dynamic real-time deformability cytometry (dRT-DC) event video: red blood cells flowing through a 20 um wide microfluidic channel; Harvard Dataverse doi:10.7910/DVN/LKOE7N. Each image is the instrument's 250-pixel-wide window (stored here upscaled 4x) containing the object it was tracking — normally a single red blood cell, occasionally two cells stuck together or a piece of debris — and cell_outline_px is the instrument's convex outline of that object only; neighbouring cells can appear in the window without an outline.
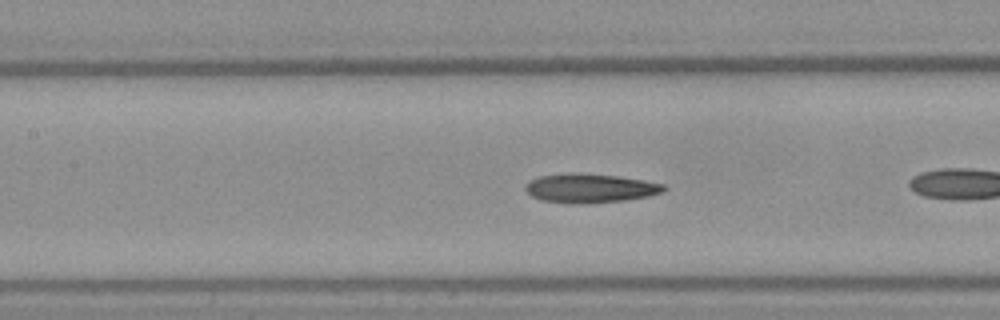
{"species": "Egyptian fruit bat (a non-hibernating species)", "species_latin": "Rousettus aegyptiacus", "temperature_condition": "warm", "stored_images_in_passage": 23, "camera_frame_rate_fps": 3000, "um_per_image_px": 0.085, "frame": {"image": 1, "passage_image": 7, "time_ms": 2.0, "image_size_px": [1000, 320], "cell_outline_px": [[668, 188], [664, 192], [648, 196], [624, 200], [588, 204], [576, 204], [544, 200], [532, 196], [524, 188], [528, 180], [540, 176], [568, 172], [576, 172], [620, 176], [644, 180], [664, 184]], "centroid_in_image_um": [50.18, 15.98], "position_along_channel_um": 157.2, "area_um2": 23.7}}